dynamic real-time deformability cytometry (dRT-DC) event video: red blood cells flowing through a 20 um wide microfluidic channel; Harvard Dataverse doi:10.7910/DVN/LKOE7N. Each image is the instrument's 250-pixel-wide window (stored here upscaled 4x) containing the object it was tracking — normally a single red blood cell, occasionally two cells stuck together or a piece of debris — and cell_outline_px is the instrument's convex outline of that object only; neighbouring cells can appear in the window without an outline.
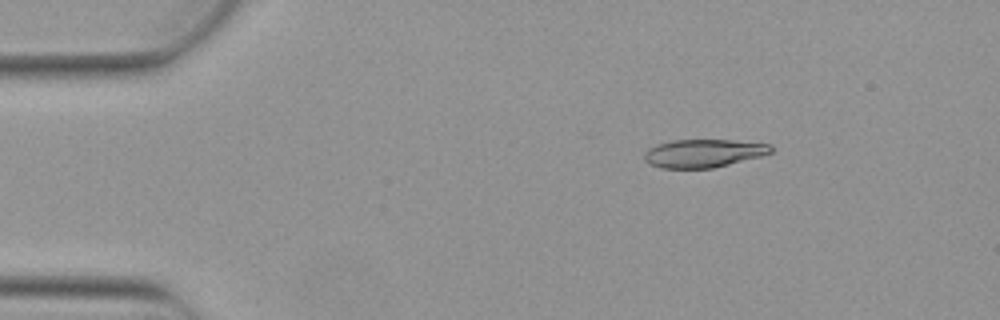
{"species": "Egyptian fruit bat (a non-hibernating species)", "species_latin": "Rousettus aegyptiacus", "temperature_condition": "warm", "stored_images_in_passage": 3, "camera_frame_rate_fps": 3000, "um_per_image_px": 0.085, "animal": {"sex": "female"}, "frame": {"image": 1, "passage_image": 1, "time_ms": 0.0, "image_size_px": [1000, 320], "cell_outline_px": [[772, 152], [760, 156], [712, 168], [660, 168], [648, 164], [644, 160], [644, 152], [648, 148], [672, 140], [732, 140], [772, 144]], "centroid_in_image_um": [59.77, 13.03], "position_along_channel_um": 25.2, "area_um2": 20.69}}
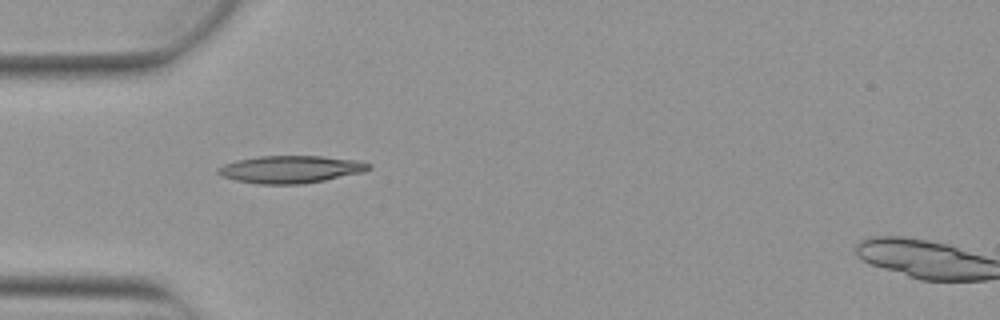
{"frame": {"image": 2, "passage_image": 3, "time_ms": 0.667, "image_size_px": [1000, 320], "cell_outline_px": [[372, 168], [364, 172], [304, 184], [256, 184], [236, 180], [220, 176], [216, 172], [216, 168], [224, 164], [236, 160], [260, 156], [320, 156], [360, 160], [372, 164]], "centroid_in_image_um": [24.71, 14.39], "position_along_channel_um": 60.3, "area_um2": 24.33}}